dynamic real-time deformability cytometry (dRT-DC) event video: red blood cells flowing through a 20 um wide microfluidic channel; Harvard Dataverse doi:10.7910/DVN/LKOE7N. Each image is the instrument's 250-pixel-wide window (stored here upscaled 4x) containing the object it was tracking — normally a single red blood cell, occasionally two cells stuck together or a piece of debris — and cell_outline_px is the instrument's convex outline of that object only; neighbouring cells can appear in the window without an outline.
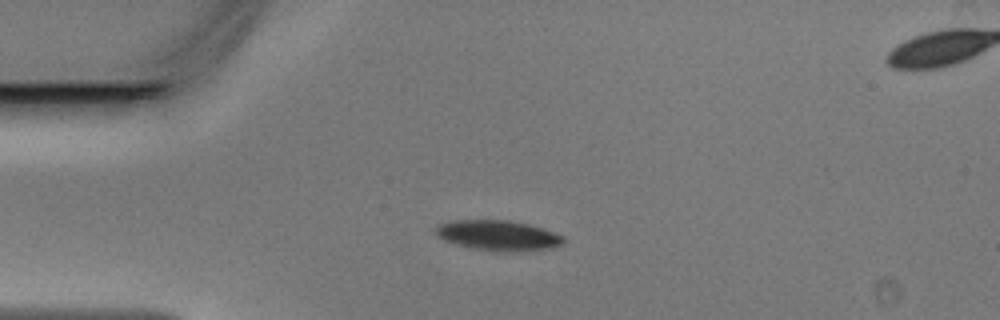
{"species": "Egyptian fruit bat (a non-hibernating species)", "species_latin": "Rousettus aegyptiacus", "temperature_condition": "warm", "stored_images_in_passage": 38, "camera_frame_rate_fps": 3000, "um_per_image_px": 0.085, "animal": {"sex": "male"}, "frame": {"image": 1, "passage_image": 7, "time_ms": 2.0, "image_size_px": [1000, 320], "cell_outline_px": [[564, 240], [560, 244], [548, 248], [476, 248], [460, 244], [448, 240], [440, 236], [436, 232], [436, 224], [452, 220], [508, 220], [528, 224], [564, 236]], "centroid_in_image_um": [42.29, 19.92], "position_along_channel_um": 42.7, "area_um2": 20.69}}
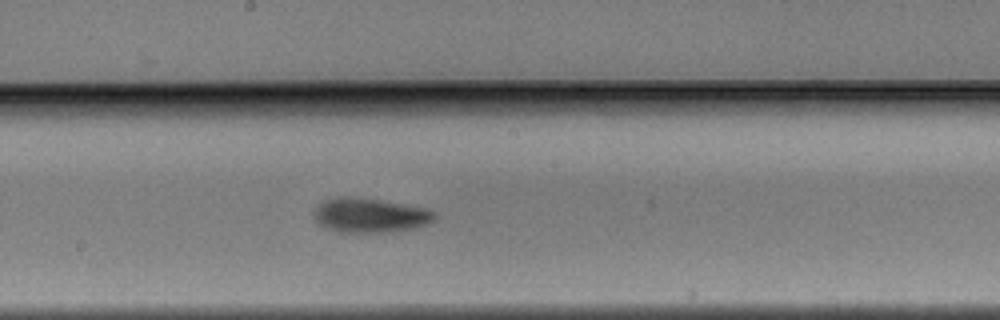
{"frame": {"image": 2, "passage_image": 21, "time_ms": 6.667, "image_size_px": [1000, 320], "cell_outline_px": [[436, 220], [428, 224], [416, 228], [388, 232], [340, 232], [328, 228], [320, 224], [316, 220], [316, 208], [324, 200], [336, 196], [348, 196], [380, 200], [428, 208], [436, 212]], "centroid_in_image_um": [31.53, 18.3], "position_along_channel_um": 216.7, "area_um2": 24.22}}
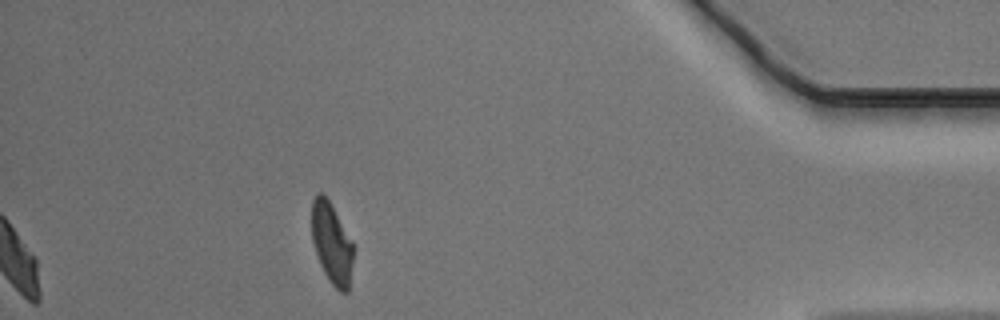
{"frame": {"image": 3, "passage_image": 38, "time_ms": 12.333, "image_size_px": [1000, 320], "cell_outline_px": [[356, 248], [348, 292], [340, 292], [328, 280], [320, 264], [312, 240], [312, 200], [316, 192], [320, 192], [328, 200], [356, 244]], "centroid_in_image_um": [28.25, 20.7], "position_along_channel_um": 407.0, "area_um2": 20.11}}